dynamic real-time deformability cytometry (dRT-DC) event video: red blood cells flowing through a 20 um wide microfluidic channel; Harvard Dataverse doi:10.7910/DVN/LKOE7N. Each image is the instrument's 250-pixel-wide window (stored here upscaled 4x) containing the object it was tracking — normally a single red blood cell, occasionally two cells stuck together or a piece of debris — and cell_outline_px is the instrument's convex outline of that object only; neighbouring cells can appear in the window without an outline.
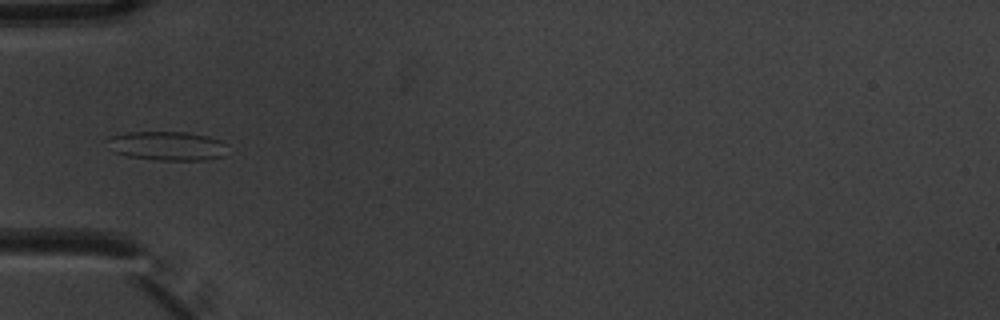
{"species": "common noctule bat (a hibernating species)", "species_latin": "Nyctalus noctula", "temperature_condition": "warm", "stored_images_in_passage": 4, "camera_frame_rate_fps": 3000, "um_per_image_px": 0.085, "animal": {"sex": "male", "body_mass_g": 20.1, "forearm_length_mm": 53.5}, "frame": {"image": 1, "passage_image": 4, "time_ms": 1.0, "image_size_px": [1000, 320], "cell_outline_px": [[224, 156], [204, 160], [156, 160], [128, 156], [116, 152], [112, 136], [128, 132], [188, 132], [208, 136], [220, 140], [224, 144]], "centroid_in_image_um": [14.32, 12.4], "position_along_channel_um": 70.7, "area_um2": 19.65}}